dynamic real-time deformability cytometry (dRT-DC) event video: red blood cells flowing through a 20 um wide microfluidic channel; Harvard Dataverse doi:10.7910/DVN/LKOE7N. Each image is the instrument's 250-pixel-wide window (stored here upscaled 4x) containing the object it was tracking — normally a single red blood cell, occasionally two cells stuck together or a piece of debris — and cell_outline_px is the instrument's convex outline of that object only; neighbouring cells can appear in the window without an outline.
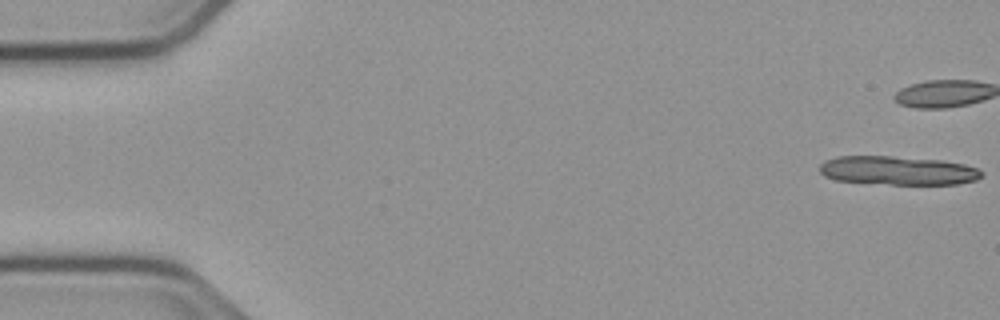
{"species": "common noctule bat (a hibernating species)", "species_latin": "Nyctalus noctula", "temperature_condition": "cold", "stored_images_in_passage": 21, "camera_frame_rate_fps": 3000, "um_per_image_px": 0.085, "animal": {"sex": "male", "body_mass_g": 23.1, "forearm_length_mm": 52.7}, "frame": {"image": 1, "passage_image": 1, "time_ms": 0.0, "image_size_px": [1000, 320], "cell_outline_px": [[984, 176], [976, 180], [956, 184], [892, 184], [836, 180], [824, 176], [820, 172], [820, 164], [824, 160], [836, 156], [892, 156], [940, 160], [964, 164], [980, 168], [984, 172]], "centroid_in_image_um": [76.35, 14.49], "position_along_channel_um": 8.7, "area_um2": 27.28}}